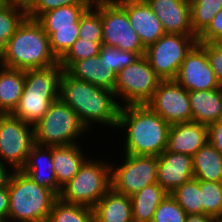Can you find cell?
Instances as JSON below:
<instances>
[{"label":"cell","mask_w":222,"mask_h":222,"mask_svg":"<svg viewBox=\"0 0 222 222\" xmlns=\"http://www.w3.org/2000/svg\"><path fill=\"white\" fill-rule=\"evenodd\" d=\"M114 97L113 90L77 79L63 70L59 98L73 109L86 129L91 122L117 127L121 105Z\"/></svg>","instance_id":"cell-1"},{"label":"cell","mask_w":222,"mask_h":222,"mask_svg":"<svg viewBox=\"0 0 222 222\" xmlns=\"http://www.w3.org/2000/svg\"><path fill=\"white\" fill-rule=\"evenodd\" d=\"M124 106L120 107L117 127L128 128L125 154H162L167 147L171 125L147 104Z\"/></svg>","instance_id":"cell-2"},{"label":"cell","mask_w":222,"mask_h":222,"mask_svg":"<svg viewBox=\"0 0 222 222\" xmlns=\"http://www.w3.org/2000/svg\"><path fill=\"white\" fill-rule=\"evenodd\" d=\"M59 64L49 36L36 20L26 17L0 53V65L18 69H41Z\"/></svg>","instance_id":"cell-3"},{"label":"cell","mask_w":222,"mask_h":222,"mask_svg":"<svg viewBox=\"0 0 222 222\" xmlns=\"http://www.w3.org/2000/svg\"><path fill=\"white\" fill-rule=\"evenodd\" d=\"M62 72L59 64L25 70L24 89L11 115L34 126L48 111L50 104L59 99Z\"/></svg>","instance_id":"cell-4"},{"label":"cell","mask_w":222,"mask_h":222,"mask_svg":"<svg viewBox=\"0 0 222 222\" xmlns=\"http://www.w3.org/2000/svg\"><path fill=\"white\" fill-rule=\"evenodd\" d=\"M13 171L7 183L9 190L7 222L48 221L58 196L50 189L39 186L22 170Z\"/></svg>","instance_id":"cell-5"},{"label":"cell","mask_w":222,"mask_h":222,"mask_svg":"<svg viewBox=\"0 0 222 222\" xmlns=\"http://www.w3.org/2000/svg\"><path fill=\"white\" fill-rule=\"evenodd\" d=\"M110 188L111 167L105 162L86 159L77 174L61 188L58 197L93 208Z\"/></svg>","instance_id":"cell-6"},{"label":"cell","mask_w":222,"mask_h":222,"mask_svg":"<svg viewBox=\"0 0 222 222\" xmlns=\"http://www.w3.org/2000/svg\"><path fill=\"white\" fill-rule=\"evenodd\" d=\"M33 127L35 143L43 146L75 144L73 140L86 130L73 109L60 98L50 104Z\"/></svg>","instance_id":"cell-7"},{"label":"cell","mask_w":222,"mask_h":222,"mask_svg":"<svg viewBox=\"0 0 222 222\" xmlns=\"http://www.w3.org/2000/svg\"><path fill=\"white\" fill-rule=\"evenodd\" d=\"M197 37L165 33L145 48L144 57L162 80H174L185 57L198 43Z\"/></svg>","instance_id":"cell-8"},{"label":"cell","mask_w":222,"mask_h":222,"mask_svg":"<svg viewBox=\"0 0 222 222\" xmlns=\"http://www.w3.org/2000/svg\"><path fill=\"white\" fill-rule=\"evenodd\" d=\"M102 45L144 56L145 47L131 27L126 9L117 0H100Z\"/></svg>","instance_id":"cell-9"},{"label":"cell","mask_w":222,"mask_h":222,"mask_svg":"<svg viewBox=\"0 0 222 222\" xmlns=\"http://www.w3.org/2000/svg\"><path fill=\"white\" fill-rule=\"evenodd\" d=\"M161 81L147 59L141 56L117 73L114 93L116 97H124V105L147 104Z\"/></svg>","instance_id":"cell-10"},{"label":"cell","mask_w":222,"mask_h":222,"mask_svg":"<svg viewBox=\"0 0 222 222\" xmlns=\"http://www.w3.org/2000/svg\"><path fill=\"white\" fill-rule=\"evenodd\" d=\"M158 156L125 154L123 165L111 166V188L133 196L145 186L157 183Z\"/></svg>","instance_id":"cell-11"},{"label":"cell","mask_w":222,"mask_h":222,"mask_svg":"<svg viewBox=\"0 0 222 222\" xmlns=\"http://www.w3.org/2000/svg\"><path fill=\"white\" fill-rule=\"evenodd\" d=\"M29 125L11 114H0V158L14 170L25 166L35 144L34 127Z\"/></svg>","instance_id":"cell-12"},{"label":"cell","mask_w":222,"mask_h":222,"mask_svg":"<svg viewBox=\"0 0 222 222\" xmlns=\"http://www.w3.org/2000/svg\"><path fill=\"white\" fill-rule=\"evenodd\" d=\"M147 105L170 125L192 121L189 91L175 80H162Z\"/></svg>","instance_id":"cell-13"},{"label":"cell","mask_w":222,"mask_h":222,"mask_svg":"<svg viewBox=\"0 0 222 222\" xmlns=\"http://www.w3.org/2000/svg\"><path fill=\"white\" fill-rule=\"evenodd\" d=\"M174 80L187 91L220 88L207 53L199 43L187 54Z\"/></svg>","instance_id":"cell-14"},{"label":"cell","mask_w":222,"mask_h":222,"mask_svg":"<svg viewBox=\"0 0 222 222\" xmlns=\"http://www.w3.org/2000/svg\"><path fill=\"white\" fill-rule=\"evenodd\" d=\"M166 33L196 35L191 25L189 0H145Z\"/></svg>","instance_id":"cell-15"},{"label":"cell","mask_w":222,"mask_h":222,"mask_svg":"<svg viewBox=\"0 0 222 222\" xmlns=\"http://www.w3.org/2000/svg\"><path fill=\"white\" fill-rule=\"evenodd\" d=\"M127 12L131 27L146 48L155 43L166 32L162 23L145 0H117Z\"/></svg>","instance_id":"cell-16"},{"label":"cell","mask_w":222,"mask_h":222,"mask_svg":"<svg viewBox=\"0 0 222 222\" xmlns=\"http://www.w3.org/2000/svg\"><path fill=\"white\" fill-rule=\"evenodd\" d=\"M192 178L191 156L167 150L158 156L157 183L169 194Z\"/></svg>","instance_id":"cell-17"},{"label":"cell","mask_w":222,"mask_h":222,"mask_svg":"<svg viewBox=\"0 0 222 222\" xmlns=\"http://www.w3.org/2000/svg\"><path fill=\"white\" fill-rule=\"evenodd\" d=\"M208 142V128L198 122L172 124L169 128L166 150L193 156Z\"/></svg>","instance_id":"cell-18"},{"label":"cell","mask_w":222,"mask_h":222,"mask_svg":"<svg viewBox=\"0 0 222 222\" xmlns=\"http://www.w3.org/2000/svg\"><path fill=\"white\" fill-rule=\"evenodd\" d=\"M43 148V145L35 143L28 154L25 166L21 170L39 186L48 188L59 196L61 188L58 186L53 168L52 146H45V150H47L45 152L42 150ZM43 169L49 171L48 175L46 173V175L44 174L45 171L42 173Z\"/></svg>","instance_id":"cell-19"},{"label":"cell","mask_w":222,"mask_h":222,"mask_svg":"<svg viewBox=\"0 0 222 222\" xmlns=\"http://www.w3.org/2000/svg\"><path fill=\"white\" fill-rule=\"evenodd\" d=\"M192 121L206 126L222 119V88L189 91Z\"/></svg>","instance_id":"cell-20"},{"label":"cell","mask_w":222,"mask_h":222,"mask_svg":"<svg viewBox=\"0 0 222 222\" xmlns=\"http://www.w3.org/2000/svg\"><path fill=\"white\" fill-rule=\"evenodd\" d=\"M94 222H133L131 198L110 188L93 207Z\"/></svg>","instance_id":"cell-21"},{"label":"cell","mask_w":222,"mask_h":222,"mask_svg":"<svg viewBox=\"0 0 222 222\" xmlns=\"http://www.w3.org/2000/svg\"><path fill=\"white\" fill-rule=\"evenodd\" d=\"M81 148L77 144L52 146V163L60 188L66 185L85 162Z\"/></svg>","instance_id":"cell-22"},{"label":"cell","mask_w":222,"mask_h":222,"mask_svg":"<svg viewBox=\"0 0 222 222\" xmlns=\"http://www.w3.org/2000/svg\"><path fill=\"white\" fill-rule=\"evenodd\" d=\"M106 69L100 64L99 55H96L75 61L66 71L77 79L114 91L117 73Z\"/></svg>","instance_id":"cell-23"},{"label":"cell","mask_w":222,"mask_h":222,"mask_svg":"<svg viewBox=\"0 0 222 222\" xmlns=\"http://www.w3.org/2000/svg\"><path fill=\"white\" fill-rule=\"evenodd\" d=\"M0 66V114H11L24 89L25 71Z\"/></svg>","instance_id":"cell-24"},{"label":"cell","mask_w":222,"mask_h":222,"mask_svg":"<svg viewBox=\"0 0 222 222\" xmlns=\"http://www.w3.org/2000/svg\"><path fill=\"white\" fill-rule=\"evenodd\" d=\"M92 4H73L42 13L36 20L50 36L56 29L75 28L80 18Z\"/></svg>","instance_id":"cell-25"},{"label":"cell","mask_w":222,"mask_h":222,"mask_svg":"<svg viewBox=\"0 0 222 222\" xmlns=\"http://www.w3.org/2000/svg\"><path fill=\"white\" fill-rule=\"evenodd\" d=\"M168 194L158 183H153L131 196L133 222H152L157 207Z\"/></svg>","instance_id":"cell-26"},{"label":"cell","mask_w":222,"mask_h":222,"mask_svg":"<svg viewBox=\"0 0 222 222\" xmlns=\"http://www.w3.org/2000/svg\"><path fill=\"white\" fill-rule=\"evenodd\" d=\"M194 178L222 182V155L207 142L193 156Z\"/></svg>","instance_id":"cell-27"},{"label":"cell","mask_w":222,"mask_h":222,"mask_svg":"<svg viewBox=\"0 0 222 222\" xmlns=\"http://www.w3.org/2000/svg\"><path fill=\"white\" fill-rule=\"evenodd\" d=\"M26 17V6L10 0L0 4V53Z\"/></svg>","instance_id":"cell-28"},{"label":"cell","mask_w":222,"mask_h":222,"mask_svg":"<svg viewBox=\"0 0 222 222\" xmlns=\"http://www.w3.org/2000/svg\"><path fill=\"white\" fill-rule=\"evenodd\" d=\"M48 222H94L93 208L68 203L58 197L54 201Z\"/></svg>","instance_id":"cell-29"},{"label":"cell","mask_w":222,"mask_h":222,"mask_svg":"<svg viewBox=\"0 0 222 222\" xmlns=\"http://www.w3.org/2000/svg\"><path fill=\"white\" fill-rule=\"evenodd\" d=\"M170 195L184 209L187 215L203 214L200 180L192 178L177 187Z\"/></svg>","instance_id":"cell-30"},{"label":"cell","mask_w":222,"mask_h":222,"mask_svg":"<svg viewBox=\"0 0 222 222\" xmlns=\"http://www.w3.org/2000/svg\"><path fill=\"white\" fill-rule=\"evenodd\" d=\"M191 25L193 32L199 36L222 9V0H189Z\"/></svg>","instance_id":"cell-31"},{"label":"cell","mask_w":222,"mask_h":222,"mask_svg":"<svg viewBox=\"0 0 222 222\" xmlns=\"http://www.w3.org/2000/svg\"><path fill=\"white\" fill-rule=\"evenodd\" d=\"M93 8H95L94 11L92 10ZM78 37L90 40L91 42H102L103 34L100 15V0H94L93 4L81 16Z\"/></svg>","instance_id":"cell-32"},{"label":"cell","mask_w":222,"mask_h":222,"mask_svg":"<svg viewBox=\"0 0 222 222\" xmlns=\"http://www.w3.org/2000/svg\"><path fill=\"white\" fill-rule=\"evenodd\" d=\"M140 56L137 53L122 51L116 47L101 46L99 62L108 71L118 73L122 68L133 64Z\"/></svg>","instance_id":"cell-33"},{"label":"cell","mask_w":222,"mask_h":222,"mask_svg":"<svg viewBox=\"0 0 222 222\" xmlns=\"http://www.w3.org/2000/svg\"><path fill=\"white\" fill-rule=\"evenodd\" d=\"M203 214L222 218V182L201 181Z\"/></svg>","instance_id":"cell-34"},{"label":"cell","mask_w":222,"mask_h":222,"mask_svg":"<svg viewBox=\"0 0 222 222\" xmlns=\"http://www.w3.org/2000/svg\"><path fill=\"white\" fill-rule=\"evenodd\" d=\"M102 42H91L78 38L68 52L59 60L63 70H67L75 61L99 55Z\"/></svg>","instance_id":"cell-35"},{"label":"cell","mask_w":222,"mask_h":222,"mask_svg":"<svg viewBox=\"0 0 222 222\" xmlns=\"http://www.w3.org/2000/svg\"><path fill=\"white\" fill-rule=\"evenodd\" d=\"M79 26L75 28L56 29L49 36L50 47L55 57L60 60L71 48L78 37Z\"/></svg>","instance_id":"cell-36"},{"label":"cell","mask_w":222,"mask_h":222,"mask_svg":"<svg viewBox=\"0 0 222 222\" xmlns=\"http://www.w3.org/2000/svg\"><path fill=\"white\" fill-rule=\"evenodd\" d=\"M186 216L184 209L168 194L157 207L152 222H185Z\"/></svg>","instance_id":"cell-37"},{"label":"cell","mask_w":222,"mask_h":222,"mask_svg":"<svg viewBox=\"0 0 222 222\" xmlns=\"http://www.w3.org/2000/svg\"><path fill=\"white\" fill-rule=\"evenodd\" d=\"M94 0H32L27 8V17L37 19L42 13L73 4H93Z\"/></svg>","instance_id":"cell-38"},{"label":"cell","mask_w":222,"mask_h":222,"mask_svg":"<svg viewBox=\"0 0 222 222\" xmlns=\"http://www.w3.org/2000/svg\"><path fill=\"white\" fill-rule=\"evenodd\" d=\"M206 51L216 80L222 88V45L219 43L198 42Z\"/></svg>","instance_id":"cell-39"},{"label":"cell","mask_w":222,"mask_h":222,"mask_svg":"<svg viewBox=\"0 0 222 222\" xmlns=\"http://www.w3.org/2000/svg\"><path fill=\"white\" fill-rule=\"evenodd\" d=\"M198 42L219 43L222 40V9L209 26L197 37Z\"/></svg>","instance_id":"cell-40"},{"label":"cell","mask_w":222,"mask_h":222,"mask_svg":"<svg viewBox=\"0 0 222 222\" xmlns=\"http://www.w3.org/2000/svg\"><path fill=\"white\" fill-rule=\"evenodd\" d=\"M208 142L222 155V119L207 126Z\"/></svg>","instance_id":"cell-41"},{"label":"cell","mask_w":222,"mask_h":222,"mask_svg":"<svg viewBox=\"0 0 222 222\" xmlns=\"http://www.w3.org/2000/svg\"><path fill=\"white\" fill-rule=\"evenodd\" d=\"M9 211V190L8 186L0 188V220L7 222Z\"/></svg>","instance_id":"cell-42"},{"label":"cell","mask_w":222,"mask_h":222,"mask_svg":"<svg viewBox=\"0 0 222 222\" xmlns=\"http://www.w3.org/2000/svg\"><path fill=\"white\" fill-rule=\"evenodd\" d=\"M219 218L207 214H189L185 222H216Z\"/></svg>","instance_id":"cell-43"},{"label":"cell","mask_w":222,"mask_h":222,"mask_svg":"<svg viewBox=\"0 0 222 222\" xmlns=\"http://www.w3.org/2000/svg\"><path fill=\"white\" fill-rule=\"evenodd\" d=\"M7 173H8V170L6 169L4 162L0 160V188L7 186L11 172L10 174L9 173L7 174Z\"/></svg>","instance_id":"cell-44"},{"label":"cell","mask_w":222,"mask_h":222,"mask_svg":"<svg viewBox=\"0 0 222 222\" xmlns=\"http://www.w3.org/2000/svg\"><path fill=\"white\" fill-rule=\"evenodd\" d=\"M10 1L22 4L27 7L31 3L32 0H10Z\"/></svg>","instance_id":"cell-45"},{"label":"cell","mask_w":222,"mask_h":222,"mask_svg":"<svg viewBox=\"0 0 222 222\" xmlns=\"http://www.w3.org/2000/svg\"><path fill=\"white\" fill-rule=\"evenodd\" d=\"M216 222H222V218H219Z\"/></svg>","instance_id":"cell-46"}]
</instances>
